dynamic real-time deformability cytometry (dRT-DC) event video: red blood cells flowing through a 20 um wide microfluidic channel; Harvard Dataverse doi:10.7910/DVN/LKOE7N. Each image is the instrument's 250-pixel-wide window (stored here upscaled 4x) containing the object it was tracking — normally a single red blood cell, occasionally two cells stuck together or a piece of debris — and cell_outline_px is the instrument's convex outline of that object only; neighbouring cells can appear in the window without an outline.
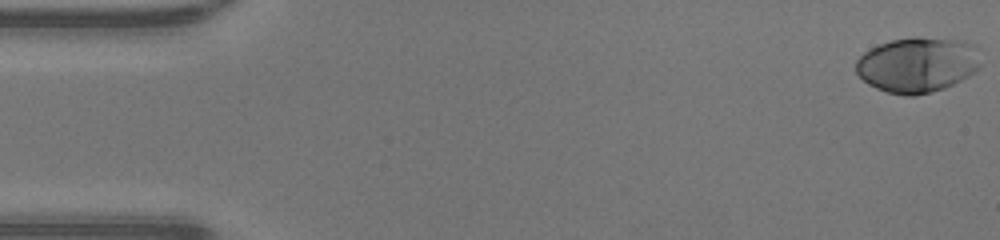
{"species": "human", "species_latin": "Homo sapiens", "temperature_condition": "warm", "stored_images_in_passage": 48, "camera_frame_rate_fps": 3000, "um_per_image_px": 0.085, "donor": {"sex": "male"}, "frame": {"image": 1, "passage_image": 1, "time_ms": 0.0, "image_size_px": [1000, 240], "cell_outline_px": [[980, 64], [972, 72], [960, 80], [944, 88], [912, 96], [904, 96], [888, 92], [876, 88], [868, 84], [856, 72], [856, 60], [864, 52], [880, 44], [892, 40], [912, 36], [916, 36], [964, 40], [972, 44]], "centroid_in_image_um": [77.93, 5.49], "position_along_channel_um": 7.1, "area_um2": 39.77}}
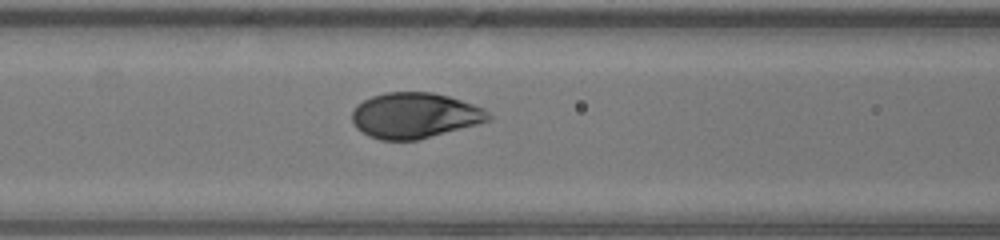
{"frame": {"image": 2, "passage_image": 20, "time_ms": 6.333, "image_size_px": [1000, 240], "cell_outline_px": [[492, 116], [488, 120], [476, 124], [416, 140], [380, 140], [368, 136], [356, 128], [352, 120], [352, 112], [356, 104], [372, 96], [384, 92], [432, 92], [448, 96], [484, 108]], "centroid_in_image_um": [35.2, 9.81], "position_along_channel_um": 131.4, "area_um2": 36.01}}
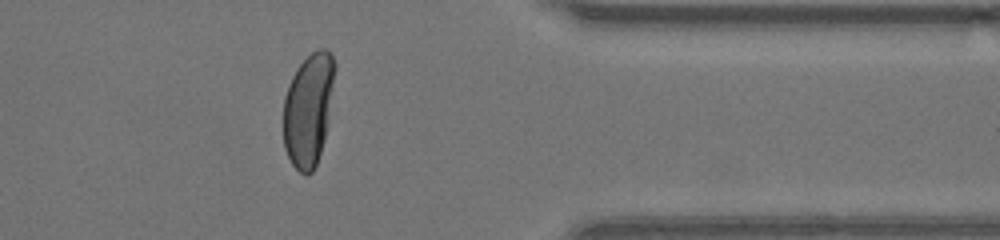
{"frame": {"image": 3, "passage_image": 39, "time_ms": 12.667, "image_size_px": [1000, 240], "cell_outline_px": [[336, 68], [324, 136], [320, 152], [316, 164], [312, 172], [308, 176], [304, 176], [292, 164], [284, 148], [284, 96], [288, 84], [296, 68], [312, 52], [320, 48], [324, 48], [332, 56], [336, 64]], "centroid_in_image_um": [26.19, 9.3], "position_along_channel_um": 385.2, "area_um2": 33.35}, "authors_computed_cell_mechanics": {"area_um2": 37.5122, "velocity_mm_per_s": 4.284, "shape_relaxation_time_tau1_ms": 2.7335, "shape_relaxation_time_tau2_ms": null, "deformation_change_tau1": 0.1962, "deformation_change_tau2": null}}